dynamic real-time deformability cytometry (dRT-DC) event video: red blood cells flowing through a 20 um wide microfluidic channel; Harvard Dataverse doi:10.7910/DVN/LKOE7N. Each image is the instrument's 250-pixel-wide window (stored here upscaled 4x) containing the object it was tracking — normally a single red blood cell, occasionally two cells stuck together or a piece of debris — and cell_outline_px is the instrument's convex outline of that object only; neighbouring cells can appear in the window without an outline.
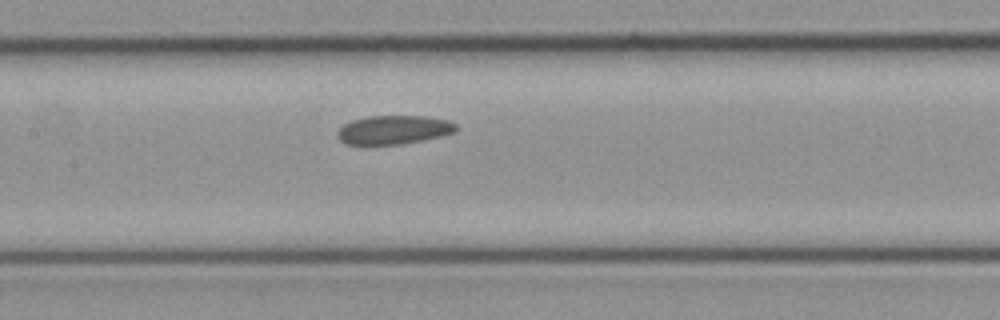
{"species": "common noctule bat (a hibernating species)", "species_latin": "Nyctalus noctula", "temperature_condition": "cold", "stored_images_in_passage": 10, "camera_frame_rate_fps": 3000, "um_per_image_px": 0.085, "animal": {"sex": "female", "body_mass_g": 21.9}, "frame": {"image": 1, "passage_image": 9, "time_ms": 2.667, "image_size_px": [1000, 320], "cell_outline_px": [[460, 128], [456, 132], [440, 136], [400, 144], [364, 148], [344, 144], [336, 136], [336, 132], [344, 124], [352, 120], [368, 116], [424, 116], [448, 120], [456, 124]], "centroid_in_image_um": [33.38, 11.08], "position_along_channel_um": 174.0, "area_um2": 20.69}}